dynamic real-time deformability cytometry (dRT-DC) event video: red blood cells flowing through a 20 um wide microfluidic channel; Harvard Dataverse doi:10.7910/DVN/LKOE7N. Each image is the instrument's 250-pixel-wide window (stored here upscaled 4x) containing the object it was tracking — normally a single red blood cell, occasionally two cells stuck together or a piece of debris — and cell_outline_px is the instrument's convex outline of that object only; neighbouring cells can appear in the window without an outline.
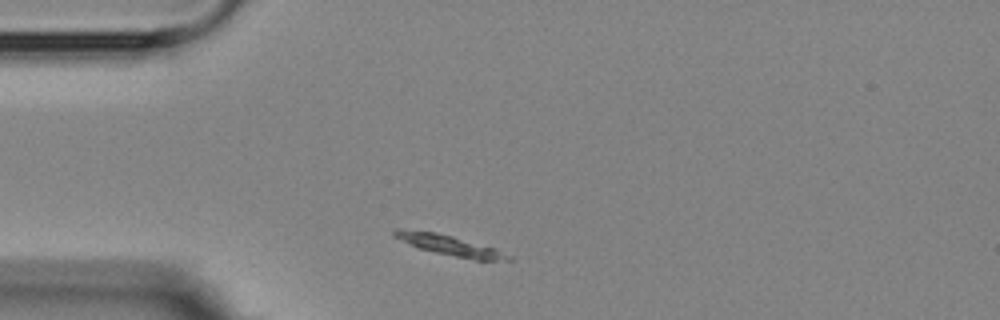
{"species": "Egyptian fruit bat (a non-hibernating species)", "species_latin": "Rousettus aegyptiacus", "temperature_condition": "room temperature", "stored_images_in_passage": 1, "camera_frame_rate_fps": 3000, "um_per_image_px": 0.085, "animal": {"sex": "female"}, "frame": {"image": 1, "passage_image": 1, "time_ms": 0.0, "image_size_px": [1000, 320], "cell_outline_px": [[516, 260], [476, 260], [436, 252], [420, 248], [392, 236], [392, 228], [400, 228], [436, 232], [452, 236], [496, 248], [512, 256]], "centroid_in_image_um": [38.23, 20.83], "position_along_channel_um": 46.8, "area_um2": 13.41}}